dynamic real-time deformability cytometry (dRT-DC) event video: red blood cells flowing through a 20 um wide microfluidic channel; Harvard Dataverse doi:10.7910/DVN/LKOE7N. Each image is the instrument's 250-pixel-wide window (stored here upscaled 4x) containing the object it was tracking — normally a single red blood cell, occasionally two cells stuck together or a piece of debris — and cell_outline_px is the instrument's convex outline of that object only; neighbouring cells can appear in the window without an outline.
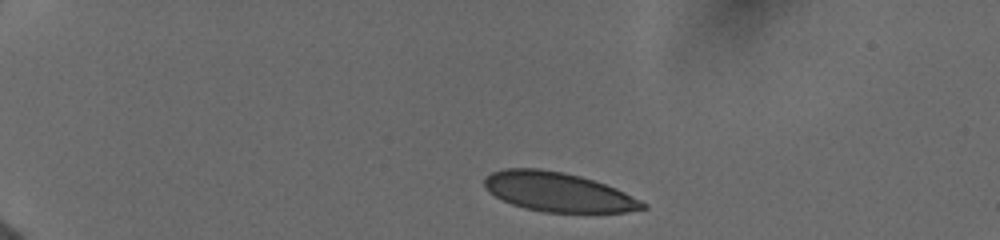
{"species": "human", "species_latin": "Homo sapiens", "temperature_condition": "cold", "stored_images_in_passage": 9, "camera_frame_rate_fps": 3000, "um_per_image_px": 0.085, "donor": {"sex": "female"}, "frame": {"image": 1, "passage_image": 1, "time_ms": 0.0, "image_size_px": [1000, 240], "cell_outline_px": [[648, 208], [624, 212], [544, 212], [524, 208], [512, 204], [488, 192], [484, 188], [484, 180], [492, 172], [504, 168], [540, 168], [564, 172], [580, 176], [616, 188], [648, 204]], "centroid_in_image_um": [47.43, 16.31], "position_along_channel_um": 37.6, "area_um2": 36.13}}
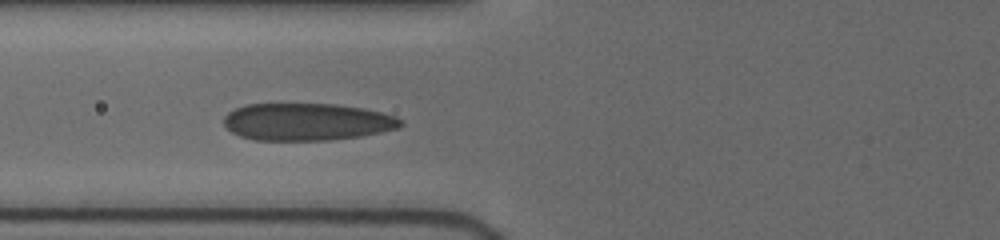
{"frame": {"image": 2, "passage_image": 7, "time_ms": 3.667, "image_size_px": [1000, 240], "cell_outline_px": [[404, 124], [400, 128], [360, 136], [332, 140], [252, 140], [240, 136], [232, 132], [224, 124], [224, 116], [228, 112], [244, 104], [336, 104], [360, 108], [380, 112], [396, 116]], "centroid_in_image_um": [26.08, 10.36], "position_along_channel_um": 99.7, "area_um2": 38.44}}
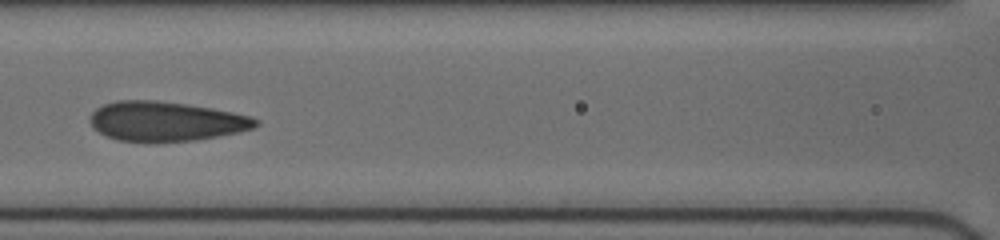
{"frame": {"image": 3, "passage_image": 8, "time_ms": 5.0, "image_size_px": [1000, 240], "cell_outline_px": [[260, 124], [252, 128], [240, 132], [196, 140], [152, 144], [148, 144], [116, 140], [104, 136], [92, 128], [88, 120], [92, 112], [96, 108], [104, 104], [116, 100], [156, 100], [212, 108], [232, 112], [248, 116], [260, 120]], "centroid_in_image_um": [14.03, 10.35], "position_along_channel_um": 152.6, "area_um2": 39.13}}